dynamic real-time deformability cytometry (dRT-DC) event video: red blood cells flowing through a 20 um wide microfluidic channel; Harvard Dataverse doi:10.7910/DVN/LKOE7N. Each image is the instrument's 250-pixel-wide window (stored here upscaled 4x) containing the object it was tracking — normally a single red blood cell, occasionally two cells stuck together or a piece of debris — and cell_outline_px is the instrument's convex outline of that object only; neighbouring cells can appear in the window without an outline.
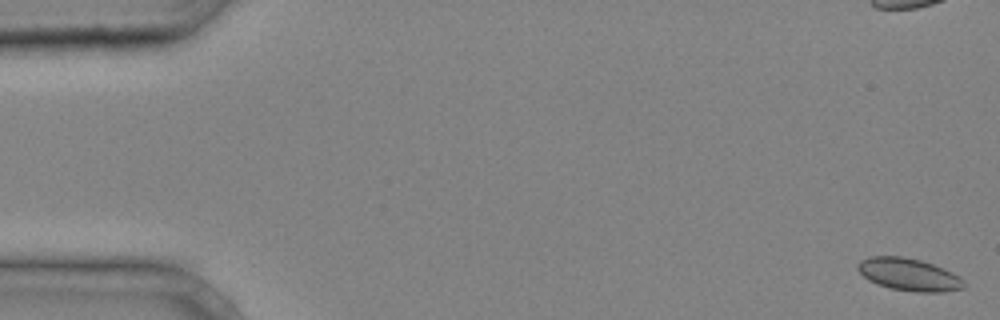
{"species": "common noctule bat (a hibernating species)", "species_latin": "Nyctalus noctula", "temperature_condition": "cold", "stored_images_in_passage": 41, "camera_frame_rate_fps": 3000, "um_per_image_px": 0.085, "animal": {"sex": "male", "body_mass_g": 20.4}, "frame": {"image": 1, "passage_image": 1, "time_ms": 0.0, "image_size_px": [1000, 320], "cell_outline_px": [[964, 288], [944, 292], [916, 292], [892, 288], [876, 284], [868, 280], [856, 268], [856, 264], [860, 260], [868, 256], [900, 256], [920, 260], [932, 264], [952, 272], [964, 280]], "centroid_in_image_um": [77.22, 23.33], "position_along_channel_um": 7.8, "area_um2": 20.06}}